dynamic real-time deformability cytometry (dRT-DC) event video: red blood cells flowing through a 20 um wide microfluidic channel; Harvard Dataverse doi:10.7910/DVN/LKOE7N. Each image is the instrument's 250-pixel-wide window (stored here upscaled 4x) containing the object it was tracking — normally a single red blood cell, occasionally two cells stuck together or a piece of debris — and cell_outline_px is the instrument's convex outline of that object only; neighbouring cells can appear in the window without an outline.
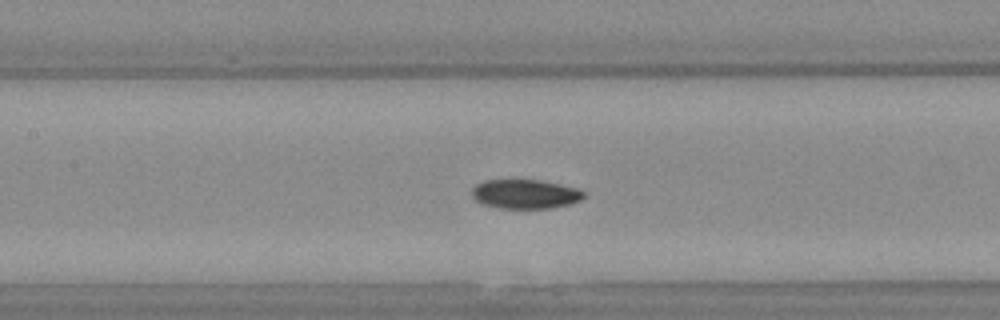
{"species": "Egyptian fruit bat (a non-hibernating species)", "species_latin": "Rousettus aegyptiacus", "temperature_condition": "warm", "stored_images_in_passage": 49, "camera_frame_rate_fps": 3000, "um_per_image_px": 0.085, "animal": {"sex": "female"}, "frame": {"image": 1, "passage_image": 22, "time_ms": 7.0, "image_size_px": [1000, 320], "cell_outline_px": [[588, 196], [580, 200], [568, 204], [552, 208], [496, 208], [484, 204], [476, 200], [472, 196], [472, 188], [476, 184], [484, 180], [540, 180], [580, 188]], "centroid_in_image_um": [44.67, 16.49], "position_along_channel_um": 162.7, "area_um2": 19.19}}